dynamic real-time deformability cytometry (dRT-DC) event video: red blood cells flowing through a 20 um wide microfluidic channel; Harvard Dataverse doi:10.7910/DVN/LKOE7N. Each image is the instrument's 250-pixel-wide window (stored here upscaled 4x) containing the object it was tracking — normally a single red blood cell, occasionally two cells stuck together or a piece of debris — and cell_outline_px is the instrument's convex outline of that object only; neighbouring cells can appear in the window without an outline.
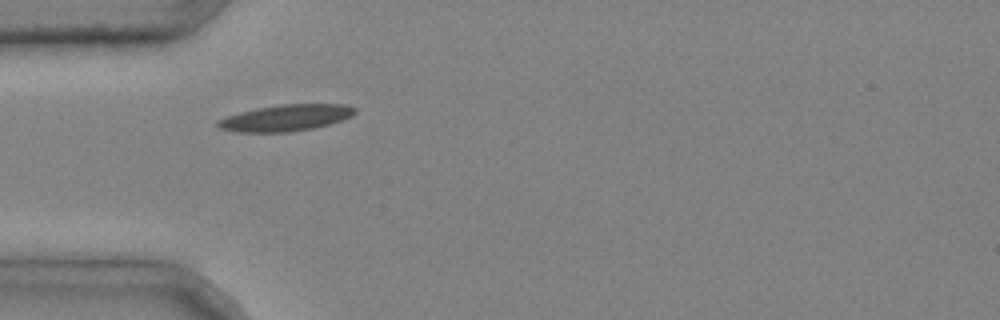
{"species": "common noctule bat (a hibernating species)", "species_latin": "Nyctalus noctula", "temperature_condition": "cold", "stored_images_in_passage": 3, "camera_frame_rate_fps": 3000, "um_per_image_px": 0.085, "animal": {"sex": "male", "body_mass_g": 20.4}, "frame": {"image": 1, "passage_image": 1, "time_ms": 0.0, "image_size_px": [1000, 320], "cell_outline_px": [[356, 112], [352, 116], [328, 124], [312, 128], [288, 132], [236, 132], [220, 128], [216, 124], [216, 120], [240, 112], [256, 108], [280, 104], [344, 104], [356, 108]], "centroid_in_image_um": [24.28, 10.01], "position_along_channel_um": 60.7, "area_um2": 20.98}}